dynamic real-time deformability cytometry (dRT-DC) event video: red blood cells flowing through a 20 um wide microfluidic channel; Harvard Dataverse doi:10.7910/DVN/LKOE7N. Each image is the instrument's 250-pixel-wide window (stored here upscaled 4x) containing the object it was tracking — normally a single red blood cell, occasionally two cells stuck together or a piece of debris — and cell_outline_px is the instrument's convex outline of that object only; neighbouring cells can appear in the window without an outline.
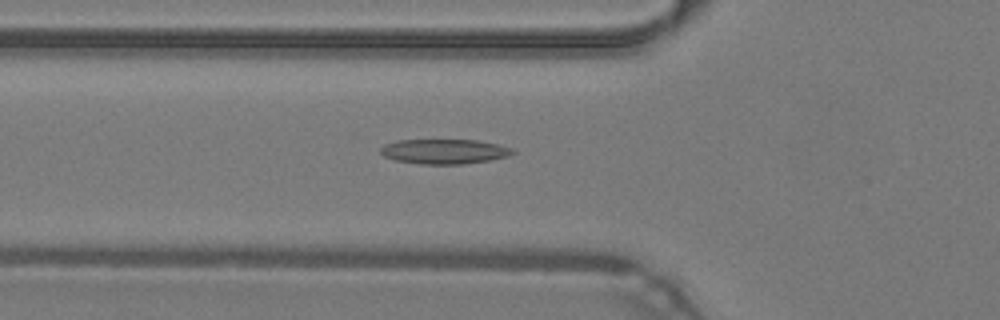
{"species": "common noctule bat (a hibernating species)", "species_latin": "Nyctalus noctula", "temperature_condition": "warm", "stored_images_in_passage": 46, "camera_frame_rate_fps": 3000, "um_per_image_px": 0.085, "animal": {"sex": "male", "body_mass_g": 19.2, "forearm_length_mm": 51.8}, "frame": {"image": 1, "passage_image": 15, "time_ms": 4.667, "image_size_px": [1000, 320], "cell_outline_px": [[516, 152], [508, 156], [488, 160], [464, 164], [420, 164], [396, 160], [384, 156], [380, 152], [380, 148], [384, 144], [396, 140], [476, 140], [496, 144], [512, 148]], "centroid_in_image_um": [37.74, 12.87], "position_along_channel_um": 88.1, "area_um2": 19.02}}
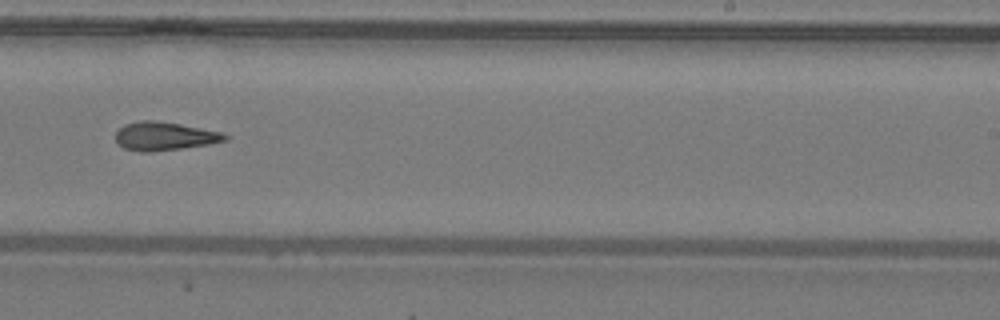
{"frame": {"image": 2, "passage_image": 28, "time_ms": 9.0, "image_size_px": [1000, 320], "cell_outline_px": [[228, 140], [208, 144], [152, 152], [140, 152], [124, 148], [116, 140], [116, 132], [124, 124], [140, 120], [156, 120], [180, 124], [220, 132], [228, 136]], "centroid_in_image_um": [13.95, 11.57], "position_along_channel_um": 275.1, "area_um2": 17.98}}
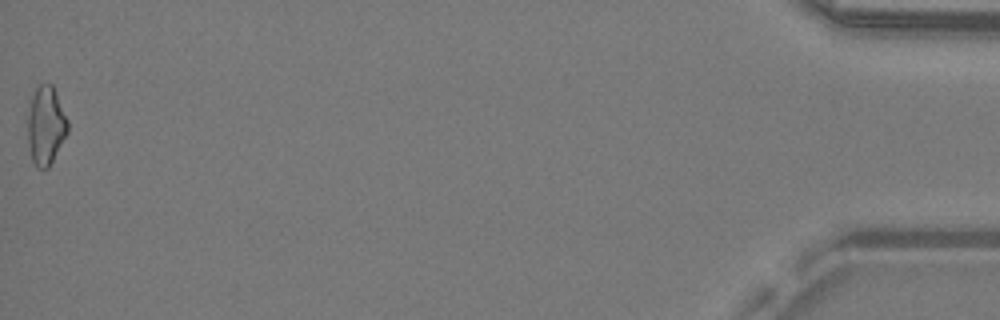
{"frame": {"image": 3, "passage_image": 46, "time_ms": 15.0, "image_size_px": [1000, 320], "cell_outline_px": [[68, 132], [48, 168], [36, 168], [32, 160], [28, 144], [28, 112], [32, 96], [36, 88], [40, 84], [52, 84], [68, 120]], "centroid_in_image_um": [3.89, 10.68], "position_along_channel_um": 431.3, "area_um2": 18.15}}